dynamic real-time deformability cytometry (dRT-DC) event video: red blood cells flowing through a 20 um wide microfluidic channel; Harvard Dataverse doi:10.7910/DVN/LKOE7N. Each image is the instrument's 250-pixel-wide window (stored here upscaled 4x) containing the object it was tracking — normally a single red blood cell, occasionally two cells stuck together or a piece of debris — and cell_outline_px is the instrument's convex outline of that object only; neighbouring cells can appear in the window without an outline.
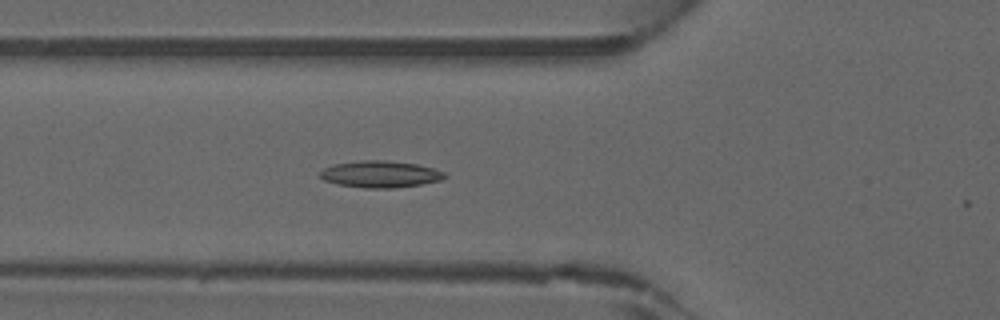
{"species": "common noctule bat (a hibernating species)", "species_latin": "Nyctalus noctula", "temperature_condition": "warm", "stored_images_in_passage": 3, "camera_frame_rate_fps": 3000, "um_per_image_px": 0.085, "animal": {"sex": "male", "forearm_length_mm": 52.5}, "frame": {"image": 1, "passage_image": 2, "time_ms": 0.333, "image_size_px": [1000, 320], "cell_outline_px": [[448, 176], [440, 180], [420, 184], [396, 188], [364, 188], [336, 184], [324, 180], [320, 176], [320, 172], [324, 168], [332, 164], [364, 160], [388, 160], [416, 164], [432, 168], [444, 172]], "centroid_in_image_um": [32.31, 14.8], "position_along_channel_um": 93.5, "area_um2": 19.42}}